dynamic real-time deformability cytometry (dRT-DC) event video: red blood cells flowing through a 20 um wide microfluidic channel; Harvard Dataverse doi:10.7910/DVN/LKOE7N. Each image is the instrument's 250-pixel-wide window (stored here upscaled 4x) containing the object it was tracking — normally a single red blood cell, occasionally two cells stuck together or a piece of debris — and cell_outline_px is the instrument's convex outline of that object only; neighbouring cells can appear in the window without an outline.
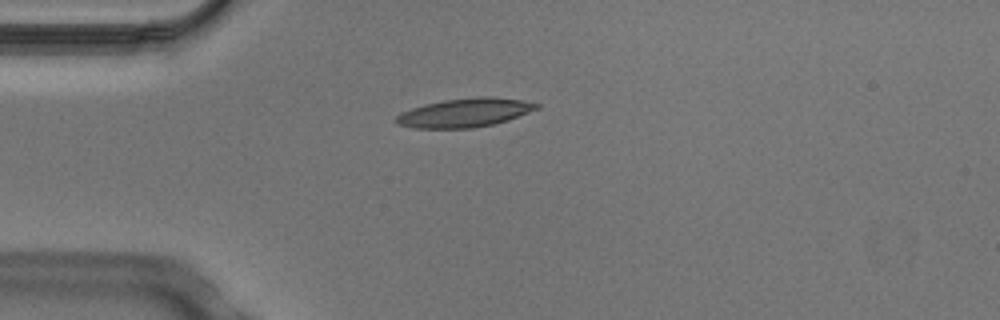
{"species": "Egyptian fruit bat (a non-hibernating species)", "species_latin": "Rousettus aegyptiacus", "temperature_condition": "cold", "stored_images_in_passage": 5, "camera_frame_rate_fps": 3000, "um_per_image_px": 0.085, "animal": {"sex": "male"}, "frame": {"image": 1, "passage_image": 5, "time_ms": 1.333, "image_size_px": [1000, 320], "cell_outline_px": [[540, 108], [508, 120], [492, 124], [472, 128], [412, 128], [400, 124], [392, 120], [400, 112], [424, 104], [444, 100], [480, 96], [488, 96], [524, 100], [540, 104]], "centroid_in_image_um": [39.5, 9.57], "position_along_channel_um": 45.5, "area_um2": 23.64}}